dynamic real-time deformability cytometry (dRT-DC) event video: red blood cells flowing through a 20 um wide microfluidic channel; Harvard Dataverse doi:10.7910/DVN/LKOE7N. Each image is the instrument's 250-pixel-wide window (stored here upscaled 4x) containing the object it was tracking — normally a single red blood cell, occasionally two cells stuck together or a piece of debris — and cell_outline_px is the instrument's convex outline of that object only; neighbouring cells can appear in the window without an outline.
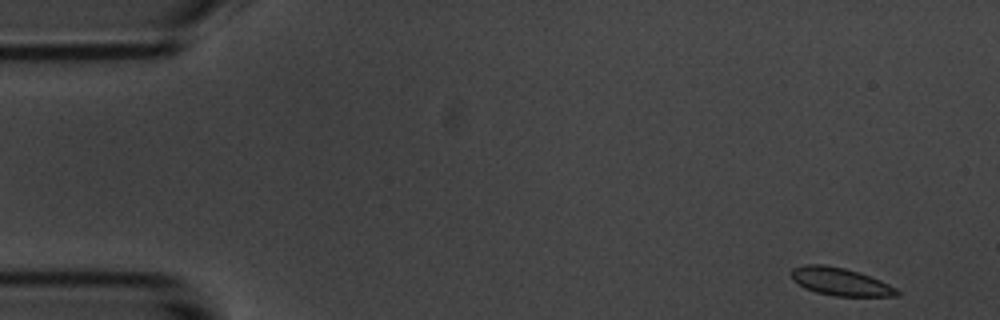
{"species": "common noctule bat (a hibernating species)", "species_latin": "Nyctalus noctula", "temperature_condition": "room temperature", "stored_images_in_passage": 14, "camera_frame_rate_fps": 3000, "um_per_image_px": 0.085, "animal": {"sex": "male", "body_mass_g": 20.1, "forearm_length_mm": 53.5}, "frame": {"image": 1, "passage_image": 1, "time_ms": 0.0, "image_size_px": [1000, 320], "cell_outline_px": [[900, 296], [832, 296], [816, 292], [804, 288], [792, 280], [788, 272], [792, 268], [804, 264], [824, 264], [844, 268], [860, 272], [880, 280], [896, 288], [900, 292]], "centroid_in_image_um": [71.38, 23.93], "position_along_channel_um": 13.6, "area_um2": 17.4}}
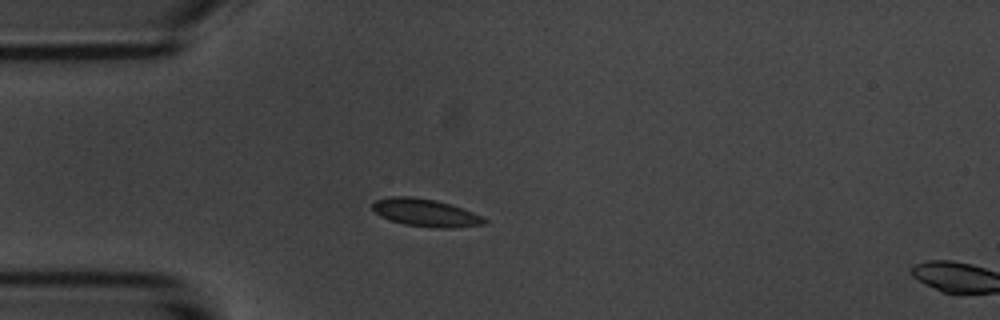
{"frame": {"image": 2, "passage_image": 12, "time_ms": 3.667, "image_size_px": [1000, 320], "cell_outline_px": [[488, 220], [484, 224], [452, 228], [436, 228], [404, 224], [380, 216], [372, 208], [372, 204], [376, 200], [392, 196], [412, 196], [436, 200], [472, 212]], "centroid_in_image_um": [36.15, 18.08], "position_along_channel_um": 48.9, "area_um2": 17.74}}